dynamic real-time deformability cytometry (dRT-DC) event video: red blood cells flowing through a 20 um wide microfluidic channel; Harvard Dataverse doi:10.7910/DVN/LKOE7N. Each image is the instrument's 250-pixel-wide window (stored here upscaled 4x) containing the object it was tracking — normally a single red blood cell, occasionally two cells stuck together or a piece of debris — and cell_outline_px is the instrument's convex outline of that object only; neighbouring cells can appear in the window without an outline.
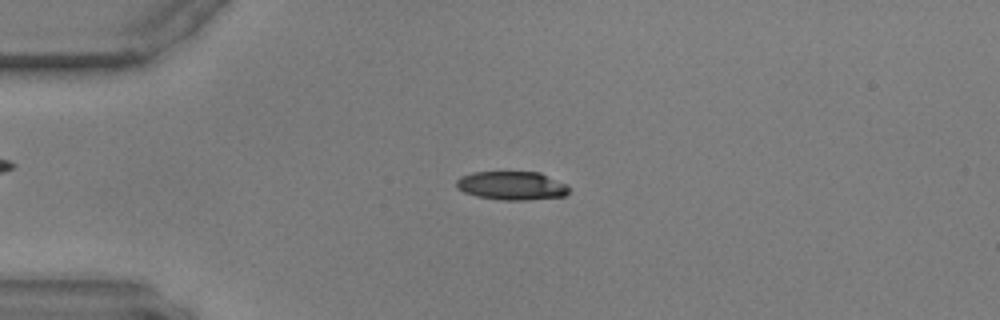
{"species": "common noctule bat (a hibernating species)", "species_latin": "Nyctalus noctula", "temperature_condition": "warm", "stored_images_in_passage": 58, "camera_frame_rate_fps": 3000, "um_per_image_px": 0.085, "animal": {"sex": "male", "body_mass_g": 17.9, "forearm_length_mm": 54.2}, "frame": {"image": 1, "passage_image": 14, "time_ms": 4.333, "image_size_px": [1000, 320], "cell_outline_px": [[568, 192], [564, 196], [528, 200], [504, 200], [476, 196], [464, 192], [456, 188], [456, 180], [460, 176], [472, 172], [540, 172], [568, 184]], "centroid_in_image_um": [43.49, 15.77], "position_along_channel_um": 41.5, "area_um2": 18.9}}
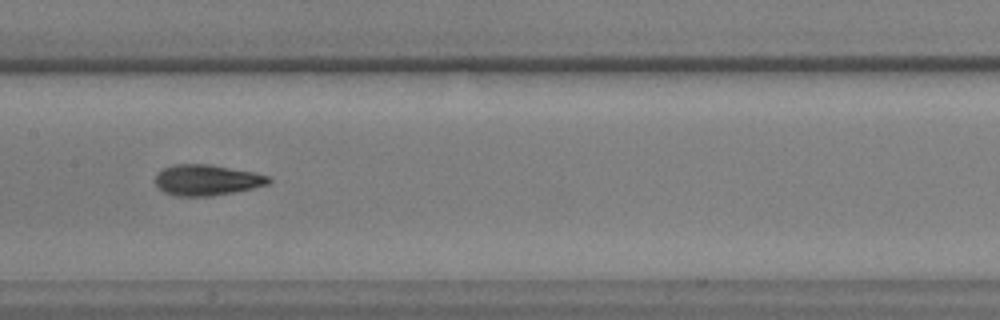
{"frame": {"image": 2, "passage_image": 29, "time_ms": 9.333, "image_size_px": [1000, 320], "cell_outline_px": [[272, 180], [268, 184], [236, 192], [212, 196], [176, 196], [164, 192], [156, 184], [156, 172], [172, 164], [212, 164], [252, 172], [268, 176]], "centroid_in_image_um": [17.56, 15.3], "position_along_channel_um": 189.8, "area_um2": 20.4}}
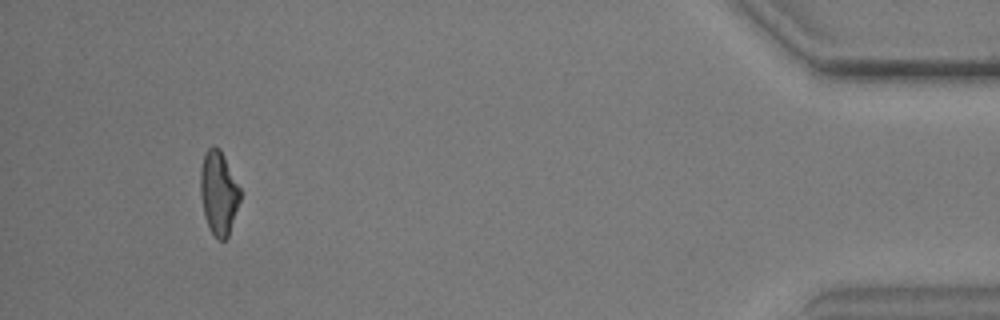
{"frame": {"image": 3, "passage_image": 54, "time_ms": 17.667, "image_size_px": [1000, 320], "cell_outline_px": [[240, 200], [228, 236], [224, 240], [216, 240], [208, 228], [204, 216], [200, 196], [200, 168], [204, 152], [212, 144], [220, 148], [240, 188]], "centroid_in_image_um": [18.55, 16.39], "position_along_channel_um": 416.6, "area_um2": 19.65}}